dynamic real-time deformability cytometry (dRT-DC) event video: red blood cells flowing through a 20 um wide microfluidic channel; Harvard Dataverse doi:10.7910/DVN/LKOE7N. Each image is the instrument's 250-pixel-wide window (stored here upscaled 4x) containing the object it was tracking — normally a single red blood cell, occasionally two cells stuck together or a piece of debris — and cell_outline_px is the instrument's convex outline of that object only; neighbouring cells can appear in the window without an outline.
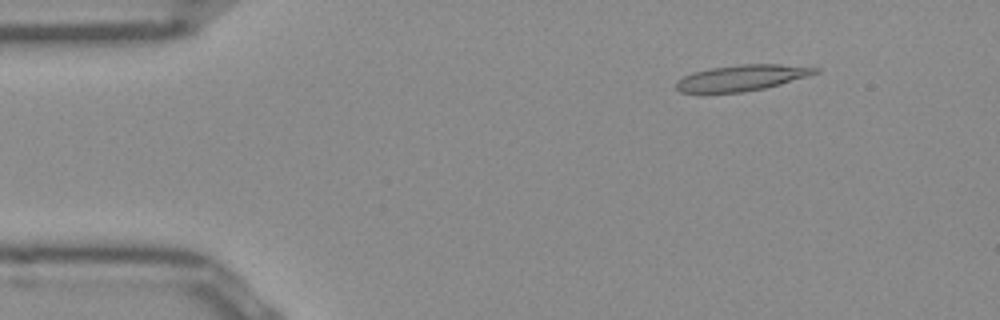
{"species": "Egyptian fruit bat (a non-hibernating species)", "species_latin": "Rousettus aegyptiacus", "temperature_condition": "room temperature", "stored_images_in_passage": 48, "camera_frame_rate_fps": 3000, "um_per_image_px": 0.085, "frame": {"image": 1, "passage_image": 4, "time_ms": 1.0, "image_size_px": [1000, 320], "cell_outline_px": [[820, 72], [808, 76], [780, 84], [764, 88], [740, 92], [680, 92], [676, 88], [676, 80], [692, 72], [712, 68], [740, 64], [780, 64], [820, 68]], "centroid_in_image_um": [63.06, 6.6], "position_along_channel_um": 21.9, "area_um2": 20.81}}
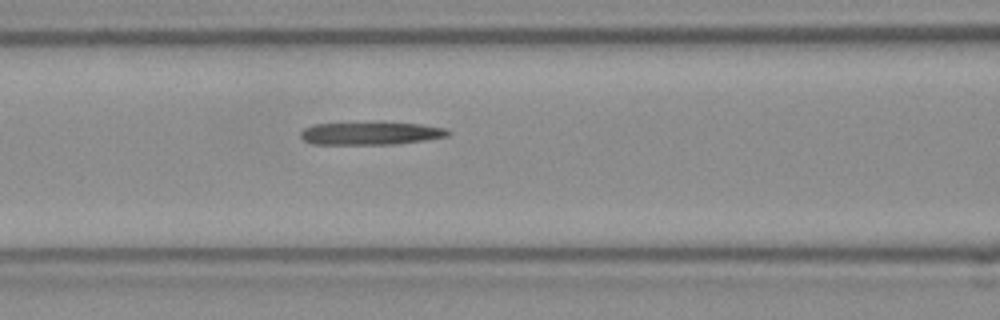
{"frame": {"image": 2, "passage_image": 18, "time_ms": 5.667, "image_size_px": [1000, 320], "cell_outline_px": [[452, 132], [448, 136], [424, 140], [392, 144], [312, 144], [304, 140], [300, 136], [300, 132], [304, 128], [312, 124], [372, 120], [384, 120], [420, 124], [448, 128]], "centroid_in_image_um": [31.51, 11.28], "position_along_channel_um": 135.1, "area_um2": 20.75}}
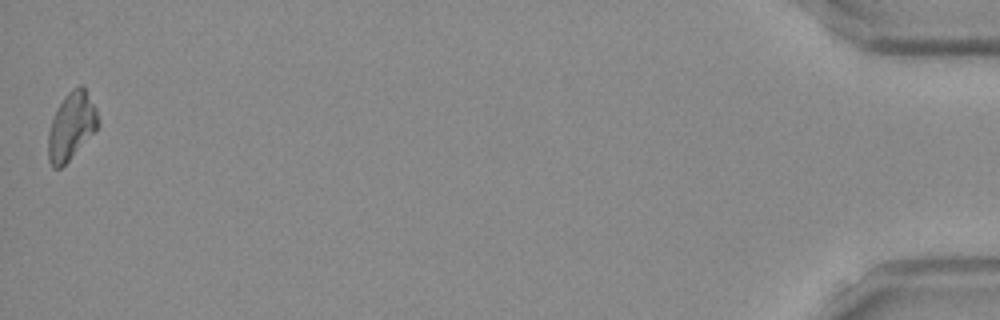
{"frame": {"image": 3, "passage_image": 48, "time_ms": 15.667, "image_size_px": [1000, 320], "cell_outline_px": [[100, 124], [68, 160], [60, 168], [52, 168], [48, 160], [48, 132], [56, 108], [64, 96], [72, 88], [80, 84], [84, 88], [96, 108], [100, 120]], "centroid_in_image_um": [6.05, 10.69], "position_along_channel_um": 429.2, "area_um2": 19.36}}